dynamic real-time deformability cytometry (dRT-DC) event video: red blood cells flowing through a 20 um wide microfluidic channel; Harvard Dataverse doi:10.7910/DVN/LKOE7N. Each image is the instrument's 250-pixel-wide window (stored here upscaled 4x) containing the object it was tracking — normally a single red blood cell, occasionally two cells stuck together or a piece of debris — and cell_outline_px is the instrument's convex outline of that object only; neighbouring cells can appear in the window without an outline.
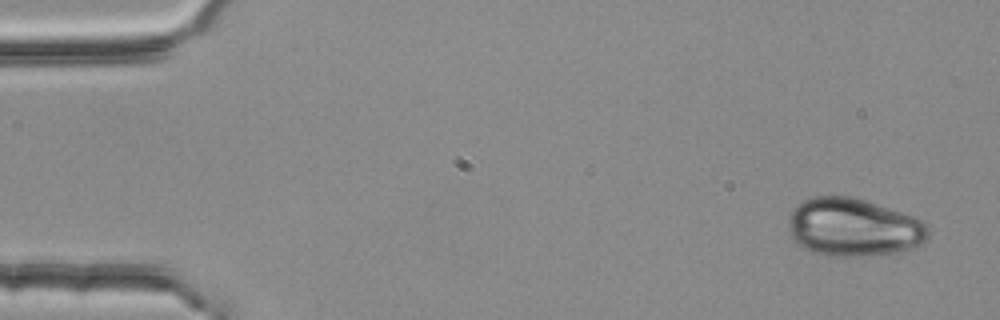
{"species": "common noctule bat (a hibernating species)", "species_latin": "Nyctalus noctula", "temperature_condition": "room temperature", "stored_images_in_passage": 4, "camera_frame_rate_fps": 3000, "um_per_image_px": 0.085, "animal": {"sex": "female", "body_mass_g": 25.1}, "frame": {"image": 1, "passage_image": 1, "time_ms": 0.0, "image_size_px": [1000, 320], "cell_outline_px": [[928, 236], [916, 248], [900, 252], [868, 256], [824, 256], [812, 252], [804, 248], [792, 240], [788, 232], [788, 216], [792, 208], [804, 200], [816, 196], [852, 196], [924, 220], [928, 228]], "centroid_in_image_um": [72.51, 19.34], "position_along_channel_um": 12.5, "area_um2": 47.8}}
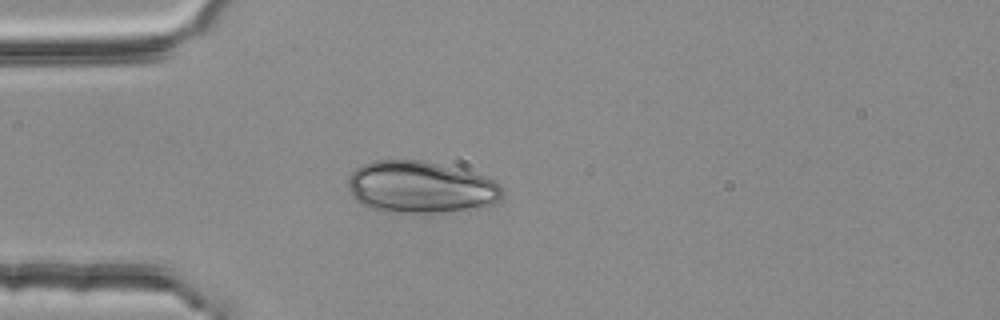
{"frame": {"image": 2, "passage_image": 4, "time_ms": 1.0, "image_size_px": [1000, 320], "cell_outline_px": [[500, 200], [492, 204], [480, 208], [432, 212], [380, 212], [368, 208], [360, 204], [352, 196], [348, 184], [348, 176], [356, 168], [364, 164], [376, 160], [424, 160], [484, 176], [500, 184]], "centroid_in_image_um": [35.69, 15.92], "position_along_channel_um": 49.3, "area_um2": 46.47}}